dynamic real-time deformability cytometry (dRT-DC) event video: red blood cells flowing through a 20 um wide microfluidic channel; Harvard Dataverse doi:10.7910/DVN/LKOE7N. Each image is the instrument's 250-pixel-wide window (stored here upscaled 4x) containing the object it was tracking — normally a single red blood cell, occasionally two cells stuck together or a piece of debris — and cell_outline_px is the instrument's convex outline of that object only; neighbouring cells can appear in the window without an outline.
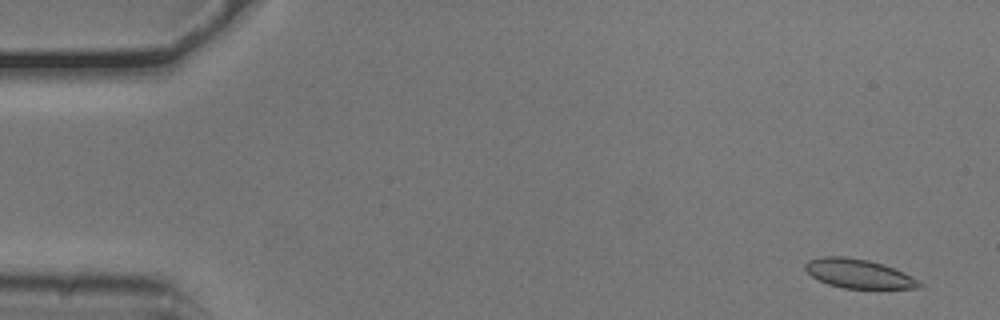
{"species": "common noctule bat (a hibernating species)", "species_latin": "Nyctalus noctula", "temperature_condition": "cold", "stored_images_in_passage": 54, "camera_frame_rate_fps": 3000, "um_per_image_px": 0.085, "animal": {"sex": "male", "body_mass_g": 20.5, "forearm_length_mm": 52.5}, "frame": {"image": 1, "passage_image": 3, "time_ms": 0.667, "image_size_px": [1000, 320], "cell_outline_px": [[924, 288], [844, 288], [828, 284], [812, 276], [804, 268], [804, 264], [808, 260], [824, 256], [844, 256], [868, 260], [904, 272], [920, 280], [924, 284]], "centroid_in_image_um": [73.01, 23.26], "position_along_channel_um": 12.0, "area_um2": 19.25}}
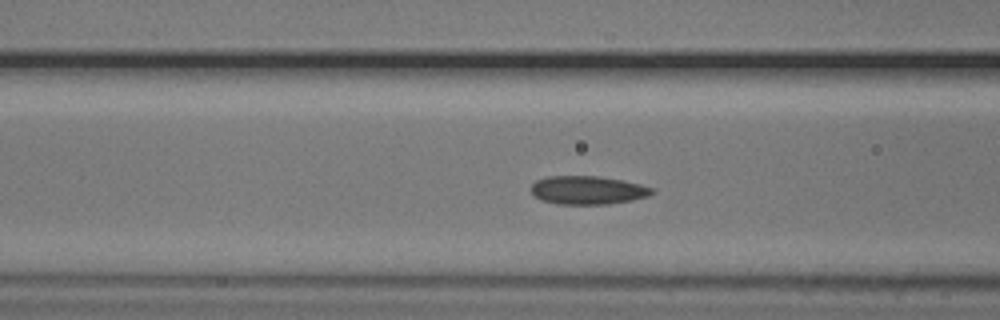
{"frame": {"image": 2, "passage_image": 21, "time_ms": 6.667, "image_size_px": [1000, 320], "cell_outline_px": [[656, 192], [648, 196], [632, 200], [608, 204], [560, 204], [540, 200], [528, 188], [536, 180], [548, 176], [600, 176], [624, 180], [640, 184], [652, 188]], "centroid_in_image_um": [49.95, 16.15], "position_along_channel_um": 116.6, "area_um2": 20.17}}
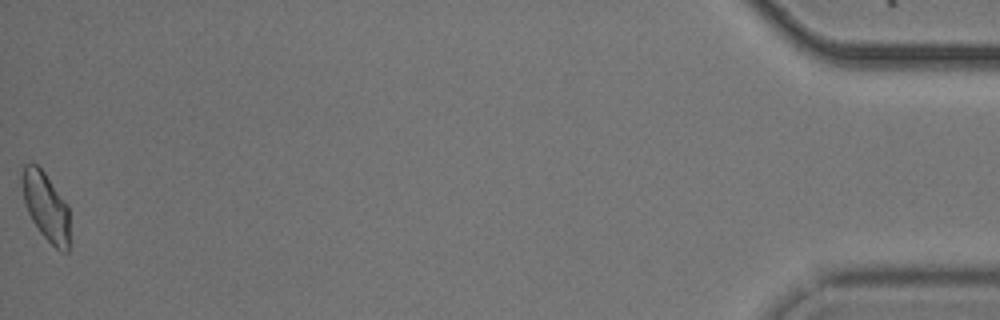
{"frame": {"image": 3, "passage_image": 54, "time_ms": 17.667, "image_size_px": [1000, 320], "cell_outline_px": [[72, 244], [68, 252], [60, 252], [40, 232], [32, 220], [28, 212], [24, 200], [20, 184], [20, 176], [24, 164], [32, 160], [44, 172], [68, 204]], "centroid_in_image_um": [3.93, 17.56], "position_along_channel_um": 431.3, "area_um2": 19.77}, "authors_computed_cell_mechanics": {"area_um2": 19.6231, "velocity_mm_per_s": 3.7523, "shape_relaxation_time_tau1_ms": null, "shape_relaxation_time_tau2_ms": 3.0953, "deformation_change_tau1": null, "deformation_change_tau2": 0.0711}}